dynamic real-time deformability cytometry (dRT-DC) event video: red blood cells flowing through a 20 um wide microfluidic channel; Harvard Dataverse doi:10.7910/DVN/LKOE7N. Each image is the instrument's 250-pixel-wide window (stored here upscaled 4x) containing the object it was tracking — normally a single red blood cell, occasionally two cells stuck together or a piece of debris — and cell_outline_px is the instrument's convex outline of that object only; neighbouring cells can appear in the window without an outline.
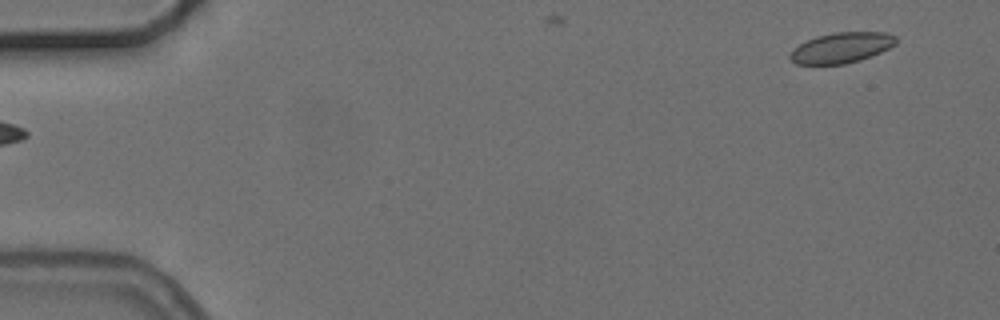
{"species": "common noctule bat (a hibernating species)", "species_latin": "Nyctalus noctula", "temperature_condition": "cold", "stored_images_in_passage": 3, "camera_frame_rate_fps": 3000, "um_per_image_px": 0.085, "animal": {"sex": "female", "body_mass_g": 24.6, "forearm_length_mm": 56.2}, "frame": {"image": 1, "passage_image": 3, "time_ms": 3.0, "image_size_px": [1000, 320], "cell_outline_px": [[896, 44], [880, 52], [860, 60], [844, 64], [796, 64], [788, 56], [792, 48], [816, 36], [832, 32], [888, 32], [896, 36]], "centroid_in_image_um": [71.51, 4.04], "position_along_channel_um": 13.5, "area_um2": 18.84}}